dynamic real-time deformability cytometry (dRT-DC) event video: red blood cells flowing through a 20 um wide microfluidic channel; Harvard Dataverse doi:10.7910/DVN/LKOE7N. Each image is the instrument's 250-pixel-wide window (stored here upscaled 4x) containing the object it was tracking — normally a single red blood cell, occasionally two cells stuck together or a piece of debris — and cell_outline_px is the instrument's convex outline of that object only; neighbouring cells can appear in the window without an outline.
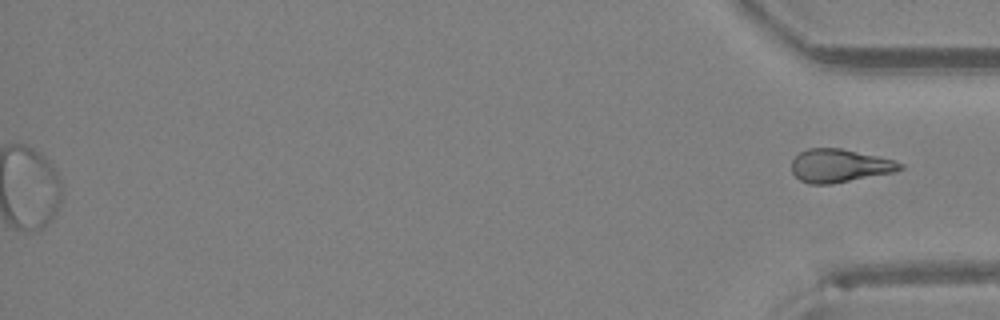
{"species": "Egyptian fruit bat (a non-hibernating species)", "species_latin": "Rousettus aegyptiacus", "temperature_condition": "room temperature", "stored_images_in_passage": 33, "segment_of_instrument_passage": [2, 2], "camera_frame_rate_fps": 3000, "um_per_image_px": 0.085, "animal": {"sex": "female"}, "frame": {"image": 1, "passage_image": 33, "time_ms": 10.667, "image_size_px": [1000, 320], "cell_outline_px": [[904, 168], [896, 172], [832, 184], [808, 184], [800, 180], [792, 172], [792, 160], [800, 152], [808, 148], [840, 148], [876, 156], [892, 160], [904, 164]], "centroid_in_image_um": [71.36, 14.1], "position_along_channel_um": 363.8, "area_um2": 20.98}}